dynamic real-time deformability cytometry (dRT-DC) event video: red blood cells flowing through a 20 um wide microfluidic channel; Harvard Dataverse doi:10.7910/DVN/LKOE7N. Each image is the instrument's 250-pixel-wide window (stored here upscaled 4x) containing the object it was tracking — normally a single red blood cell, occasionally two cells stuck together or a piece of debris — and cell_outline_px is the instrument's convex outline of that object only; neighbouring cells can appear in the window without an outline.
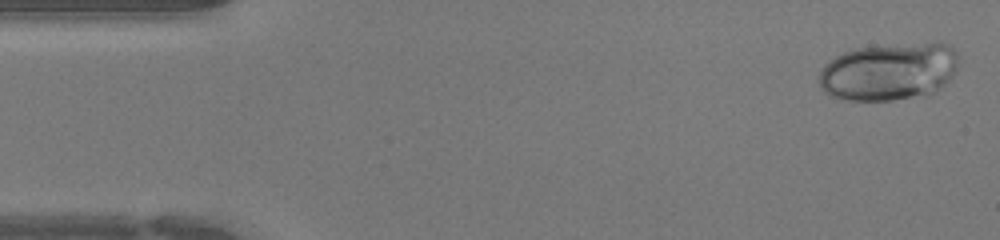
{"species": "human", "species_latin": "Homo sapiens", "temperature_condition": "warm", "stored_images_in_passage": 43, "camera_frame_rate_fps": 3000, "um_per_image_px": 0.085, "donor": {"sex": "female"}, "frame": {"image": 1, "passage_image": 1, "time_ms": 0.0, "image_size_px": [1000, 240], "cell_outline_px": [[956, 68], [948, 80], [936, 92], [924, 96], [892, 100], [848, 100], [832, 96], [824, 92], [820, 84], [820, 72], [824, 64], [836, 56], [844, 52], [856, 48], [928, 44], [948, 44], [956, 52]], "centroid_in_image_um": [75.53, 6.13], "position_along_channel_um": 9.5, "area_um2": 45.95}}
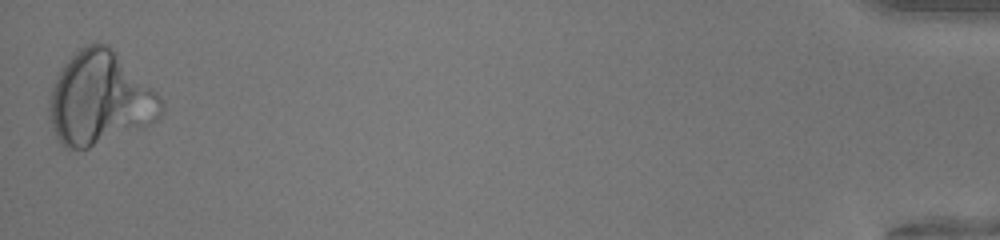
{"frame": {"image": 2, "passage_image": 43, "time_ms": 14.0, "image_size_px": [1000, 240], "cell_outline_px": [[164, 112], [156, 120], [88, 148], [64, 148], [60, 144], [52, 128], [48, 116], [48, 96], [52, 84], [60, 68], [80, 48], [88, 44], [108, 44], [160, 96], [164, 104]], "centroid_in_image_um": [8.43, 8.38], "position_along_channel_um": 426.8, "area_um2": 60.23}}